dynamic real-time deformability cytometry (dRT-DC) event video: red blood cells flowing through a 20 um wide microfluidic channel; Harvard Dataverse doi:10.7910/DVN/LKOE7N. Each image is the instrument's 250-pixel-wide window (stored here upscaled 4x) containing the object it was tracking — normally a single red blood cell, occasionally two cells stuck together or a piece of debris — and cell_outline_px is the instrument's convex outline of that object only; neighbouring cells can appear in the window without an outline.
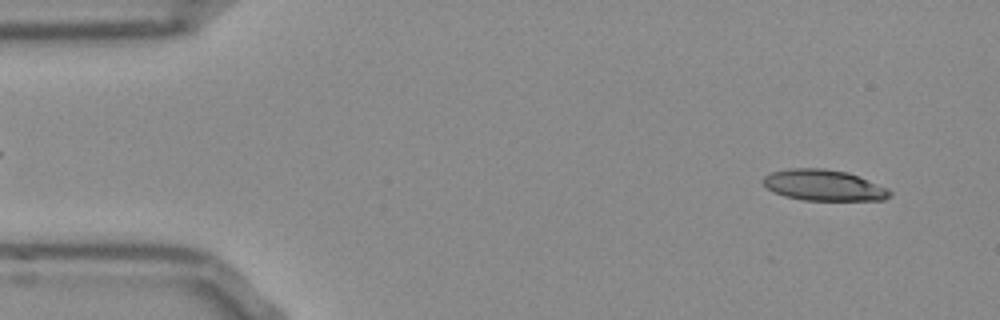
{"species": "Egyptian fruit bat (a non-hibernating species)", "species_latin": "Rousettus aegyptiacus", "temperature_condition": "room temperature", "stored_images_in_passage": 51, "camera_frame_rate_fps": 3000, "um_per_image_px": 0.085, "frame": {"image": 1, "passage_image": 3, "time_ms": 0.667, "image_size_px": [1000, 320], "cell_outline_px": [[892, 196], [884, 200], [804, 200], [784, 196], [768, 188], [760, 180], [768, 172], [788, 168], [824, 168], [848, 172], [888, 188], [892, 192]], "centroid_in_image_um": [70.01, 15.73], "position_along_channel_um": 15.0, "area_um2": 23.06}}
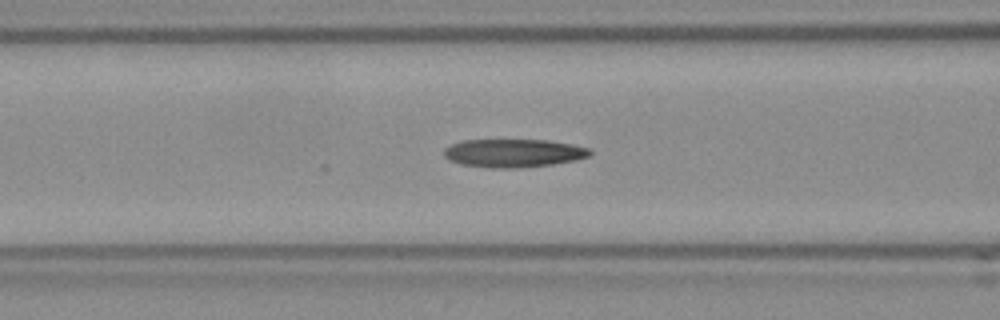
{"frame": {"image": 2, "passage_image": 19, "time_ms": 6.0, "image_size_px": [1000, 320], "cell_outline_px": [[592, 152], [588, 156], [572, 160], [552, 164], [512, 168], [492, 168], [460, 164], [448, 160], [444, 156], [444, 148], [460, 140], [548, 140], [572, 144], [592, 148]], "centroid_in_image_um": [43.62, 13.0], "position_along_channel_um": 123.0, "area_um2": 23.99}}
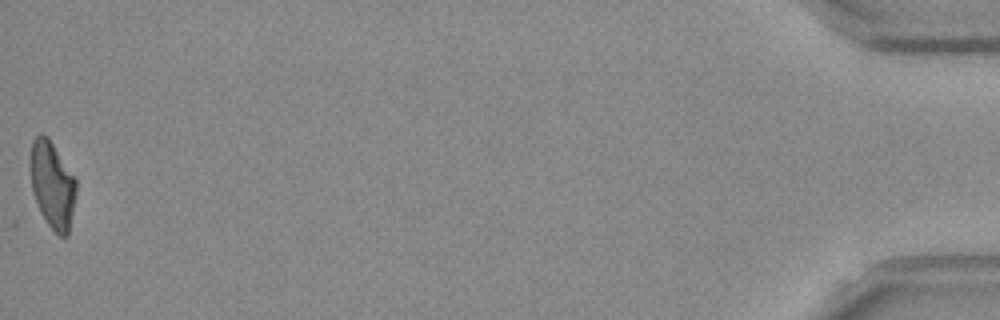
{"frame": {"image": 3, "passage_image": 51, "time_ms": 16.667, "image_size_px": [1000, 320], "cell_outline_px": [[76, 196], [68, 236], [60, 236], [48, 224], [40, 212], [32, 192], [28, 168], [28, 160], [32, 140], [40, 132], [48, 136], [76, 180]], "centroid_in_image_um": [4.4, 15.67], "position_along_channel_um": 430.8, "area_um2": 23.64}, "authors_computed_cell_mechanics": {"area_um2": 23.6402, "velocity_mm_per_s": 3.8664, "shape_relaxation_time_tau1_ms": 9.8026, "shape_relaxation_time_tau2_ms": 2.3205, "deformation_change_tau1": 0.2638, "deformation_change_tau2": 0.1148}}